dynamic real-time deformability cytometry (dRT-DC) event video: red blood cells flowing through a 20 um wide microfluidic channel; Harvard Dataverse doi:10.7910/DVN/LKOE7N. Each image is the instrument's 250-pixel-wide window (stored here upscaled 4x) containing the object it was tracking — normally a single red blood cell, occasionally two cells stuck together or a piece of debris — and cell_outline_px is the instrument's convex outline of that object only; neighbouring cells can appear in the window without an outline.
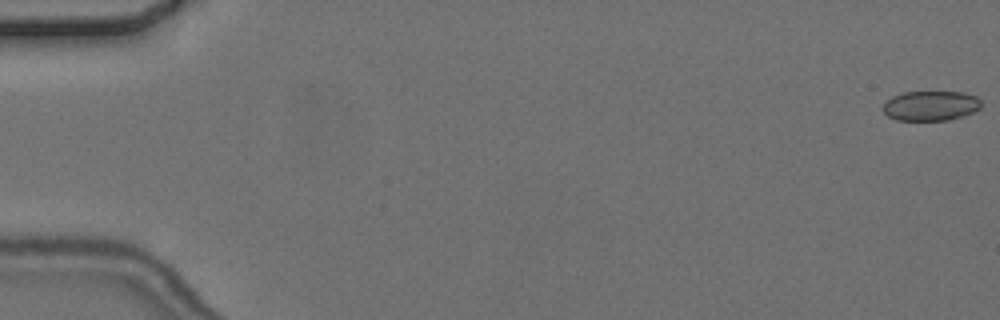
{"species": "common noctule bat (a hibernating species)", "species_latin": "Nyctalus noctula", "temperature_condition": "cold", "stored_images_in_passage": 3, "camera_frame_rate_fps": 3000, "um_per_image_px": 0.085, "animal": {"sex": "female", "body_mass_g": 24.6, "forearm_length_mm": 56.2}, "frame": {"image": 1, "passage_image": 1, "time_ms": 0.0, "image_size_px": [1000, 320], "cell_outline_px": [[980, 108], [964, 116], [948, 120], [896, 120], [888, 116], [884, 112], [884, 104], [892, 96], [904, 92], [960, 92], [976, 96], [980, 100]], "centroid_in_image_um": [79.11, 8.99], "position_along_channel_um": 5.9, "area_um2": 16.94}}